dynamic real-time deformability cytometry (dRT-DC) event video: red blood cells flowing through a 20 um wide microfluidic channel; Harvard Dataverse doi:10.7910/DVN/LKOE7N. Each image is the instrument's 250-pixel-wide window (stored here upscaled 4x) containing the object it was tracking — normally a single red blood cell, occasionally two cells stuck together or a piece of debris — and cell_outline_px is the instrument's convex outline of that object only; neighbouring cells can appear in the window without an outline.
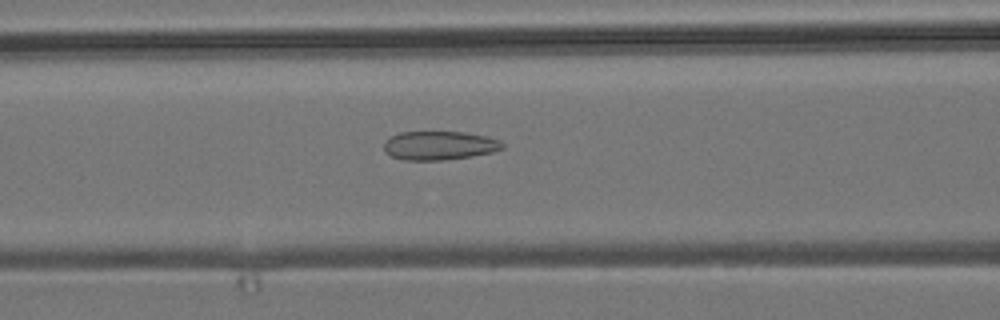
{"species": "common noctule bat (a hibernating species)", "species_latin": "Nyctalus noctula", "temperature_condition": "room temperature", "stored_images_in_passage": 33, "camera_frame_rate_fps": 3000, "um_per_image_px": 0.085, "animal": {"sex": "male", "body_mass_g": 19.2, "forearm_length_mm": 51.8}, "frame": {"image": 1, "passage_image": 8, "time_ms": 2.333, "image_size_px": [1000, 320], "cell_outline_px": [[504, 148], [492, 152], [472, 156], [440, 160], [404, 160], [392, 156], [384, 152], [384, 144], [392, 136], [400, 132], [464, 132], [488, 136], [500, 140], [504, 144]], "centroid_in_image_um": [37.38, 12.37], "position_along_channel_um": 129.2, "area_um2": 19.83}}
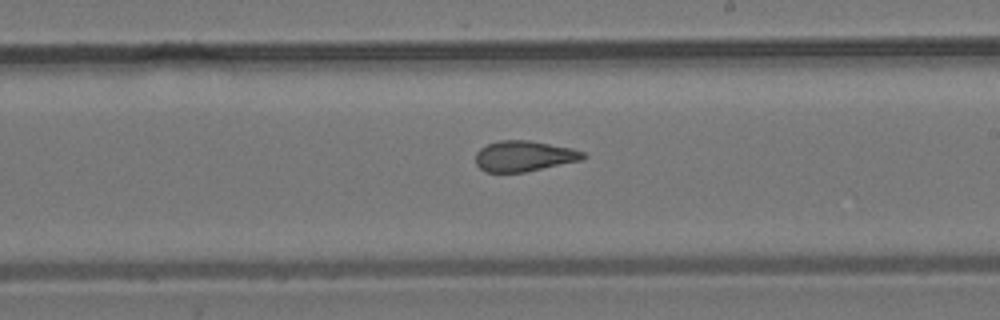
{"frame": {"image": 2, "passage_image": 17, "time_ms": 5.333, "image_size_px": [1000, 320], "cell_outline_px": [[588, 156], [580, 160], [524, 172], [484, 172], [476, 164], [476, 152], [480, 148], [488, 144], [500, 140], [528, 140], [572, 148], [584, 152]], "centroid_in_image_um": [44.52, 13.26], "position_along_channel_um": 244.5, "area_um2": 19.07}}
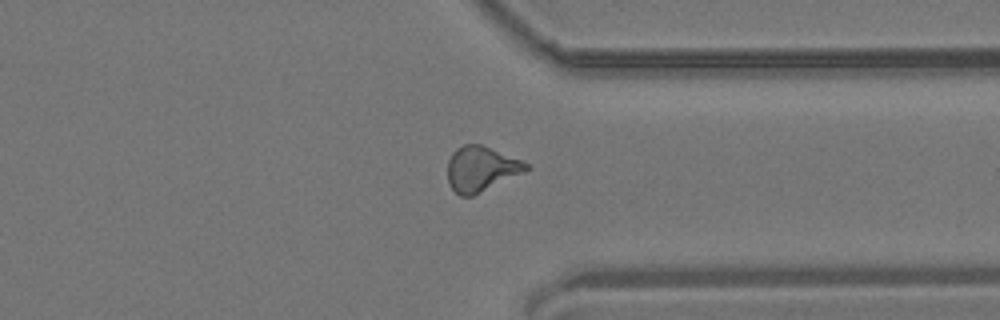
{"frame": {"image": 3, "passage_image": 27, "time_ms": 8.667, "image_size_px": [1000, 320], "cell_outline_px": [[528, 168], [524, 172], [472, 196], [460, 196], [448, 184], [448, 160], [452, 152], [456, 148], [464, 144], [480, 144], [524, 160], [528, 164]], "centroid_in_image_um": [40.88, 14.34], "position_along_channel_um": 370.5, "area_um2": 20.58}, "authors_computed_cell_mechanics": {"area_um2": 19.7098, "velocity_mm_per_s": 3.8381, "shape_relaxation_time_tau1_ms": null, "shape_relaxation_time_tau2_ms": 2.0419, "deformation_change_tau1": null, "deformation_change_tau2": 0.099}}